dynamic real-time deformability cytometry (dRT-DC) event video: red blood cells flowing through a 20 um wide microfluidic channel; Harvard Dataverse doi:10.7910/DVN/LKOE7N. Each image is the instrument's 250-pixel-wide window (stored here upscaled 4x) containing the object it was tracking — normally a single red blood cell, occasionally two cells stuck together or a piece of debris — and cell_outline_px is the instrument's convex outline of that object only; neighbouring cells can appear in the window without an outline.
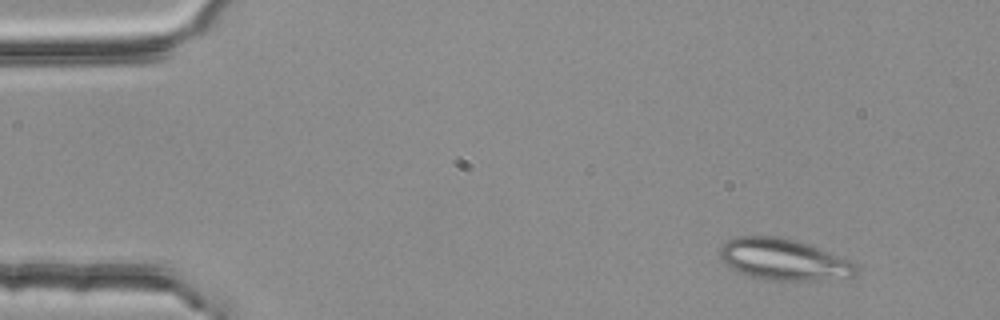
{"species": "common noctule bat (a hibernating species)", "species_latin": "Nyctalus noctula", "temperature_condition": "room temperature", "stored_images_in_passage": 3, "camera_frame_rate_fps": 3000, "um_per_image_px": 0.085, "animal": {"sex": "female", "body_mass_g": 25.1}, "frame": {"image": 1, "passage_image": 1, "time_ms": 0.0, "image_size_px": [1000, 320], "cell_outline_px": [[856, 272], [852, 276], [816, 280], [768, 280], [752, 276], [728, 268], [720, 256], [720, 248], [728, 240], [736, 236], [776, 236], [808, 244], [848, 260], [856, 268]], "centroid_in_image_um": [66.53, 22.05], "position_along_channel_um": 18.5, "area_um2": 32.14}}